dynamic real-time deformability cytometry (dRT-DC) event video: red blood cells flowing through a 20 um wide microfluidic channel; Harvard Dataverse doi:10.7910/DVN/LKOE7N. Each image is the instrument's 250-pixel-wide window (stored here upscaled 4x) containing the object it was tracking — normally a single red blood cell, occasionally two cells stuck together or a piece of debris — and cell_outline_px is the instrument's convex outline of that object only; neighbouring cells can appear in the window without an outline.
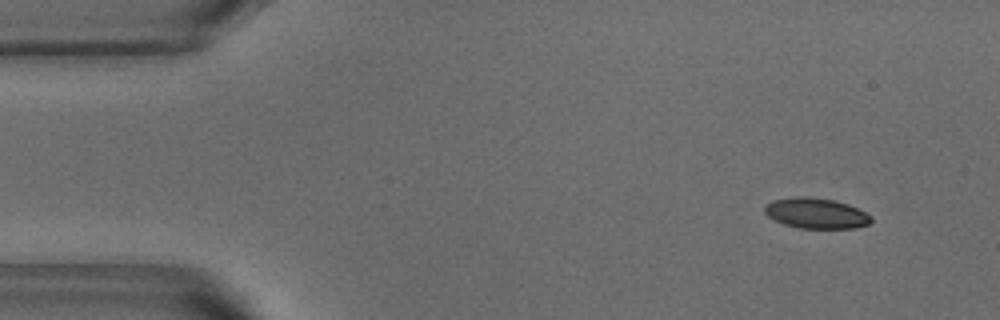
{"species": "common noctule bat (a hibernating species)", "species_latin": "Nyctalus noctula", "temperature_condition": "warm", "stored_images_in_passage": 49, "camera_frame_rate_fps": 3000, "um_per_image_px": 0.085, "animal": {"sex": "male", "body_mass_g": 18.8}, "frame": {"image": 1, "passage_image": 1, "time_ms": 0.0, "image_size_px": [1000, 320], "cell_outline_px": [[872, 220], [868, 224], [856, 228], [800, 228], [784, 224], [768, 216], [764, 212], [764, 208], [772, 200], [796, 196], [808, 196], [832, 200], [848, 204], [872, 216]], "centroid_in_image_um": [69.36, 18.12], "position_along_channel_um": 15.6, "area_um2": 18.79}}
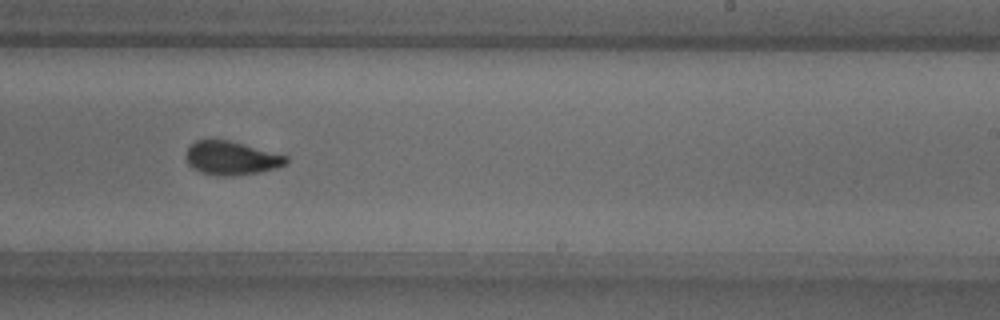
{"frame": {"image": 2, "passage_image": 28, "time_ms": 9.0, "image_size_px": [1000, 320], "cell_outline_px": [[288, 160], [284, 164], [276, 168], [260, 172], [232, 176], [220, 176], [200, 172], [192, 168], [188, 164], [184, 156], [188, 148], [196, 140], [228, 140], [288, 156]], "centroid_in_image_um": [19.63, 13.45], "position_along_channel_um": 269.4, "area_um2": 19.54}}
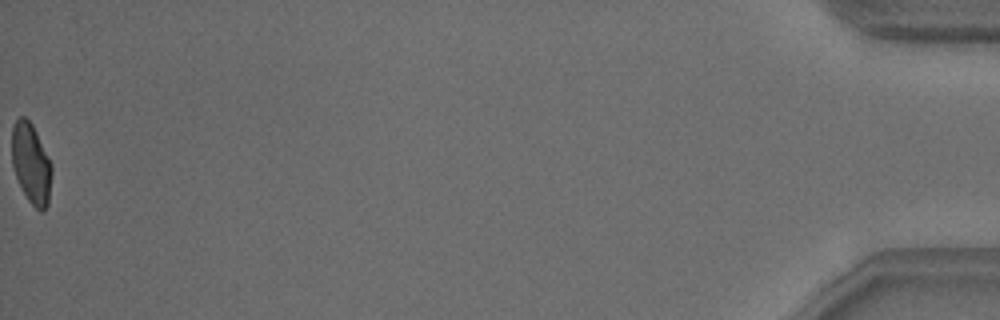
{"frame": {"image": 3, "passage_image": 49, "time_ms": 16.0, "image_size_px": [1000, 320], "cell_outline_px": [[52, 172], [48, 204], [44, 212], [40, 212], [28, 200], [16, 176], [12, 164], [12, 128], [16, 120], [20, 116], [24, 116], [32, 124], [52, 164]], "centroid_in_image_um": [2.66, 13.91], "position_along_channel_um": 432.5, "area_um2": 18.55}, "authors_computed_cell_mechanics": {"area_um2": 19.7098, "velocity_mm_per_s": 3.8356, "shape_relaxation_time_tau1_ms": 4.861, "shape_relaxation_time_tau2_ms": 1.0022, "deformation_change_tau1": 0.1622, "deformation_change_tau2": 0.0591}}